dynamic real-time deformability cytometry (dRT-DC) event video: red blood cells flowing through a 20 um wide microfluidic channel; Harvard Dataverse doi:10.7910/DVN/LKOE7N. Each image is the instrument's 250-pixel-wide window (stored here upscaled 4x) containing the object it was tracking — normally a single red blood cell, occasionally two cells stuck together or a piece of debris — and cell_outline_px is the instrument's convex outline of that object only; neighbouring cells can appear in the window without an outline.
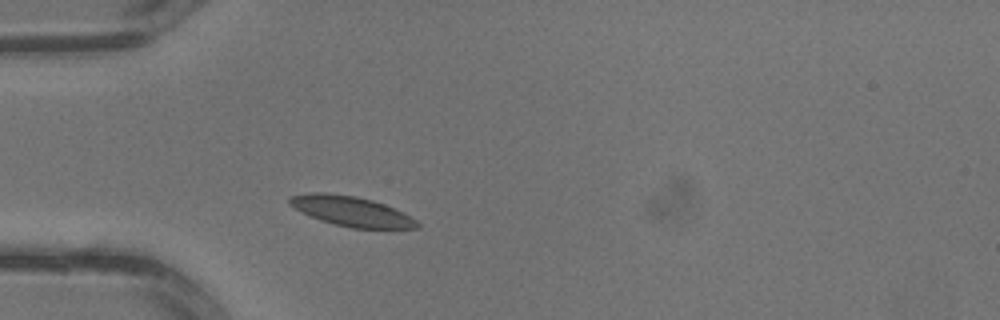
{"species": "common noctule bat (a hibernating species)", "species_latin": "Nyctalus noctula", "temperature_condition": "warm", "stored_images_in_passage": 3, "camera_frame_rate_fps": 3000, "um_per_image_px": 0.085, "animal": {"sex": "male", "body_mass_g": 13.3}, "frame": {"image": 1, "passage_image": 3, "time_ms": 0.667, "image_size_px": [1000, 320], "cell_outline_px": [[420, 228], [352, 228], [320, 220], [300, 212], [288, 204], [288, 196], [312, 192], [328, 192], [356, 196], [372, 200], [384, 204], [416, 220], [420, 224]], "centroid_in_image_um": [29.79, 17.94], "position_along_channel_um": 55.2, "area_um2": 22.14}}